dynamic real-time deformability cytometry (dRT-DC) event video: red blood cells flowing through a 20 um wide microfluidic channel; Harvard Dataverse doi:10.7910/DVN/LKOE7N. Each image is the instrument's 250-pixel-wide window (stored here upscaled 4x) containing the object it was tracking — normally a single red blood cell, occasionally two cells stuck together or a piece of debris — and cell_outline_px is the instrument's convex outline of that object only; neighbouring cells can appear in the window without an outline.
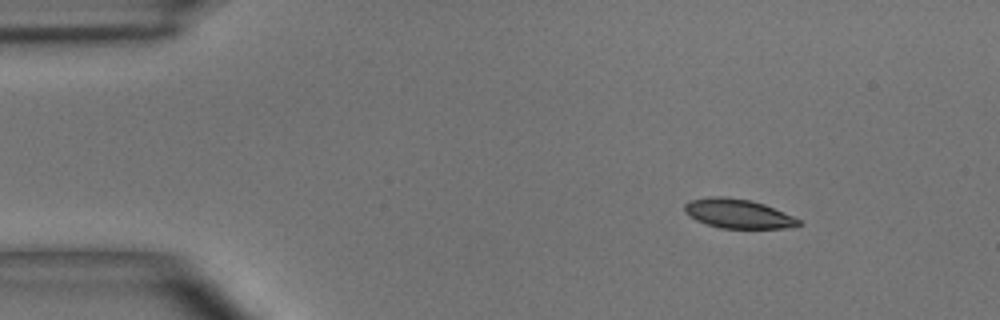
{"species": "common noctule bat (a hibernating species)", "species_latin": "Nyctalus noctula", "temperature_condition": "room temperature", "stored_images_in_passage": 4, "camera_frame_rate_fps": 3000, "um_per_image_px": 0.085, "animal": {"sex": "male", "body_mass_g": 15.6}, "frame": {"image": 1, "passage_image": 1, "time_ms": 0.0, "image_size_px": [1000, 320], "cell_outline_px": [[804, 224], [784, 228], [720, 228], [696, 220], [688, 216], [684, 212], [684, 204], [688, 200], [712, 196], [724, 196], [752, 200], [764, 204], [792, 216], [800, 220]], "centroid_in_image_um": [62.69, 18.15], "position_along_channel_um": 22.3, "area_um2": 19.48}}
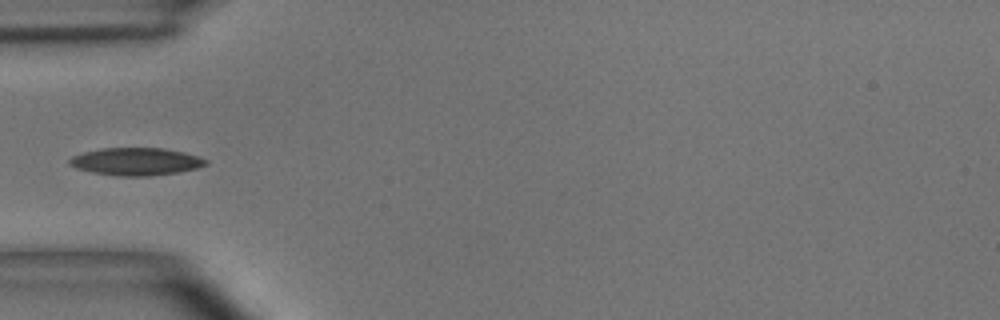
{"frame": {"image": 2, "passage_image": 4, "time_ms": 3.333, "image_size_px": [1000, 320], "cell_outline_px": [[208, 164], [196, 168], [176, 172], [148, 176], [116, 176], [92, 172], [76, 168], [68, 164], [68, 160], [72, 156], [84, 152], [100, 148], [164, 148], [184, 152], [208, 160]], "centroid_in_image_um": [11.53, 13.73], "position_along_channel_um": 73.5, "area_um2": 21.85}}